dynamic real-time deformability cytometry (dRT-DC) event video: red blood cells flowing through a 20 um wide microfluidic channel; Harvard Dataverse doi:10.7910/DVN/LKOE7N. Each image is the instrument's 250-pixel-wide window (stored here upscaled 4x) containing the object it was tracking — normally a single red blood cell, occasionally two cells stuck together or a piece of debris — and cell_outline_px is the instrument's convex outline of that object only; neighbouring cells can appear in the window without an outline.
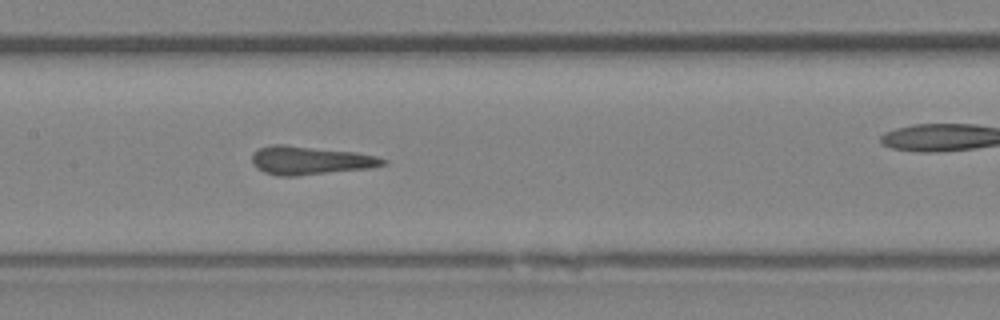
{"species": "Egyptian fruit bat (a non-hibernating species)", "species_latin": "Rousettus aegyptiacus", "temperature_condition": "room temperature", "stored_images_in_passage": 41, "camera_frame_rate_fps": 3000, "um_per_image_px": 0.085, "animal": {"sex": "female"}, "frame": {"image": 1, "passage_image": 18, "time_ms": 5.667, "image_size_px": [1000, 320], "cell_outline_px": [[388, 164], [372, 168], [296, 176], [276, 176], [264, 172], [256, 168], [252, 164], [252, 152], [260, 148], [272, 144], [284, 144], [356, 152], [376, 156], [388, 160]], "centroid_in_image_um": [26.37, 13.64], "position_along_channel_um": 181.0, "area_um2": 22.02}}
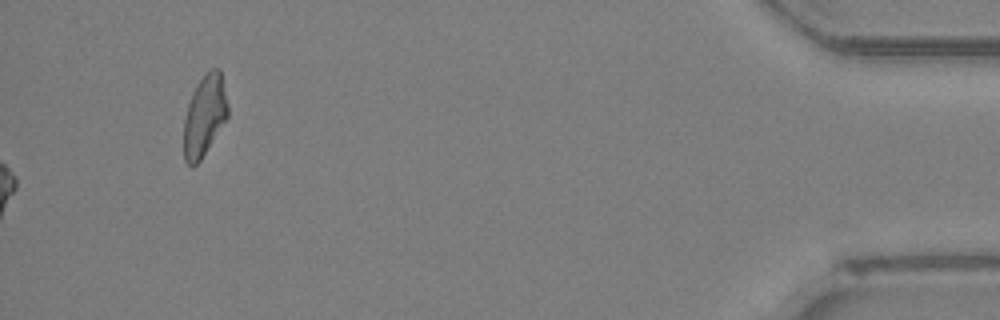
{"frame": {"image": 2, "passage_image": 41, "time_ms": 13.333, "image_size_px": [1000, 320], "cell_outline_px": [[228, 116], [200, 160], [192, 168], [184, 160], [184, 116], [192, 92], [196, 84], [212, 68], [220, 68], [228, 104]], "centroid_in_image_um": [17.37, 9.83], "position_along_channel_um": 417.8, "area_um2": 20.63}}